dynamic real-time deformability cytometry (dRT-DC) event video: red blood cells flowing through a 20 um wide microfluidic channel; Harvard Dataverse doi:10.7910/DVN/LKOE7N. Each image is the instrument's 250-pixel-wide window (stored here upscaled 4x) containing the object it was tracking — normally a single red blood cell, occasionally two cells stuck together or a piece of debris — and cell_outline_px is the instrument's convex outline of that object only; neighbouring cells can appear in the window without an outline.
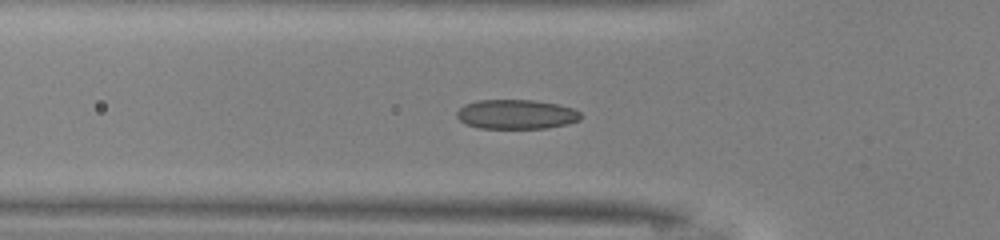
{"species": "common noctule bat (a hibernating species)", "species_latin": "Nyctalus noctula", "temperature_condition": "warm", "stored_images_in_passage": 39, "camera_frame_rate_fps": 3000, "um_per_image_px": 0.085, "animal": {"sex": "male", "body_mass_g": 13.0, "forearm_length_mm": 53.1}, "frame": {"image": 1, "passage_image": 6, "time_ms": 1.667, "image_size_px": [1000, 240], "cell_outline_px": [[580, 120], [568, 124], [548, 128], [480, 128], [468, 124], [460, 120], [456, 116], [456, 112], [464, 104], [476, 100], [532, 100], [556, 104], [572, 108], [580, 112]], "centroid_in_image_um": [43.88, 9.71], "position_along_channel_um": 81.9, "area_um2": 21.21}}
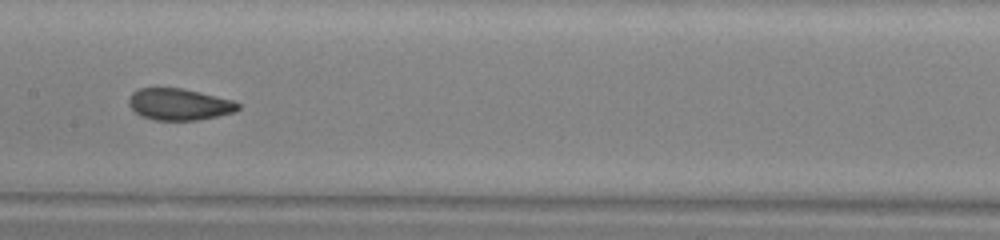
{"frame": {"image": 2, "passage_image": 14, "time_ms": 4.333, "image_size_px": [1000, 240], "cell_outline_px": [[240, 108], [236, 112], [200, 120], [156, 120], [140, 116], [128, 104], [128, 100], [132, 92], [140, 88], [180, 88], [200, 92], [232, 100], [240, 104]], "centroid_in_image_um": [15.24, 8.87], "position_along_channel_um": 192.2, "area_um2": 20.17}}
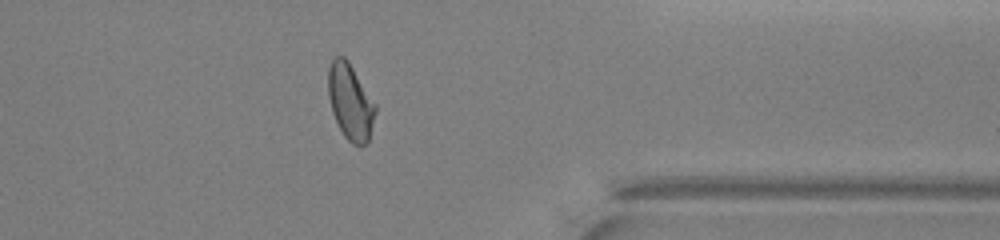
{"frame": {"image": 3, "passage_image": 29, "time_ms": 9.333, "image_size_px": [1000, 240], "cell_outline_px": [[376, 112], [368, 140], [364, 144], [352, 144], [344, 136], [332, 112], [328, 96], [328, 68], [332, 56], [344, 56], [348, 60], [376, 104]], "centroid_in_image_um": [29.76, 8.6], "position_along_channel_um": 381.6, "area_um2": 20.81}, "authors_computed_cell_mechanics": {"area_um2": 20.9236, "velocity_mm_per_s": 4.1189, "shape_relaxation_time_tau1_ms": 3.9398, "shape_relaxation_time_tau2_ms": 1.0532, "deformation_change_tau1": 0.1184, "deformation_change_tau2": 0.0508}}